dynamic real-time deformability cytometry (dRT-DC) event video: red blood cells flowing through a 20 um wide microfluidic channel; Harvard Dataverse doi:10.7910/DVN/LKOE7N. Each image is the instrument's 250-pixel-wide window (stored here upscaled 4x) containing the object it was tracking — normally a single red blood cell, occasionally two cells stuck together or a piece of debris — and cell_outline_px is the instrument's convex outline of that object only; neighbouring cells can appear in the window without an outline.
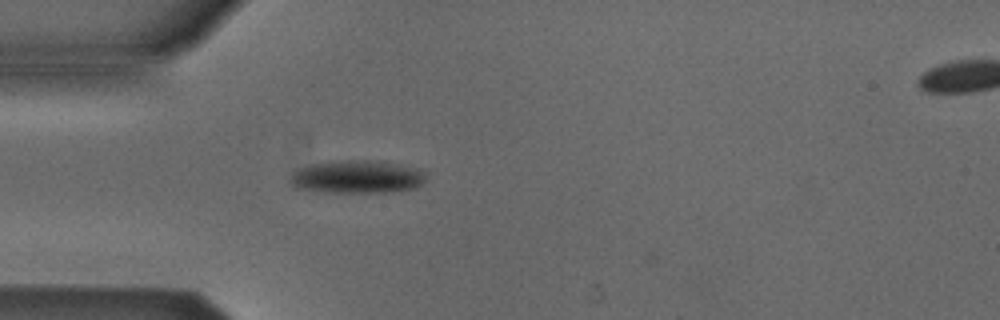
{"species": "Egyptian fruit bat (a non-hibernating species)", "species_latin": "Rousettus aegyptiacus", "temperature_condition": "cold", "stored_images_in_passage": 2, "camera_frame_rate_fps": 3000, "um_per_image_px": 0.085, "animal": {"sex": "male"}, "frame": {"image": 1, "passage_image": 2, "time_ms": 0.333, "image_size_px": [1000, 320], "cell_outline_px": [[428, 172], [424, 180], [416, 188], [388, 192], [324, 192], [292, 188], [288, 180], [288, 176], [292, 172], [300, 168], [312, 164], [352, 160], [380, 160], [416, 168]], "centroid_in_image_um": [30.32, 15.04], "position_along_channel_um": 54.7, "area_um2": 26.36}}